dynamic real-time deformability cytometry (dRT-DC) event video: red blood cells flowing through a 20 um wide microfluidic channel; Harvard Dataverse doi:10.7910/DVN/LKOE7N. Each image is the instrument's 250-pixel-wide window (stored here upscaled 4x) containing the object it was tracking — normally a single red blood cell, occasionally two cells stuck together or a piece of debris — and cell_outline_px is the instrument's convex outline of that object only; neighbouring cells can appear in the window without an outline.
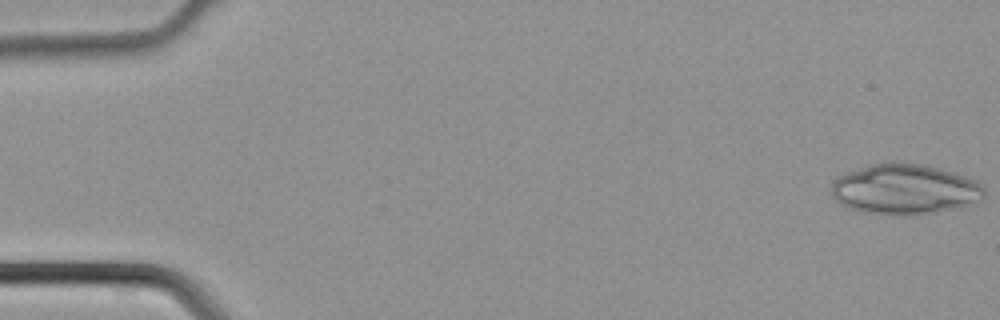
{"species": "common noctule bat (a hibernating species)", "species_latin": "Nyctalus noctula", "temperature_condition": "cold", "stored_images_in_passage": 13, "camera_frame_rate_fps": 3000, "um_per_image_px": 0.085, "animal": {"sex": "male", "body_mass_g": 21.5, "forearm_length_mm": 52.0}, "frame": {"image": 1, "passage_image": 1, "time_ms": 0.0, "image_size_px": [1000, 320], "cell_outline_px": [[984, 196], [960, 208], [936, 212], [864, 212], [840, 204], [832, 196], [832, 184], [836, 176], [868, 164], [892, 160], [920, 164], [940, 168], [976, 180], [984, 188]], "centroid_in_image_um": [76.87, 16.02], "position_along_channel_um": 8.1, "area_um2": 44.1}}